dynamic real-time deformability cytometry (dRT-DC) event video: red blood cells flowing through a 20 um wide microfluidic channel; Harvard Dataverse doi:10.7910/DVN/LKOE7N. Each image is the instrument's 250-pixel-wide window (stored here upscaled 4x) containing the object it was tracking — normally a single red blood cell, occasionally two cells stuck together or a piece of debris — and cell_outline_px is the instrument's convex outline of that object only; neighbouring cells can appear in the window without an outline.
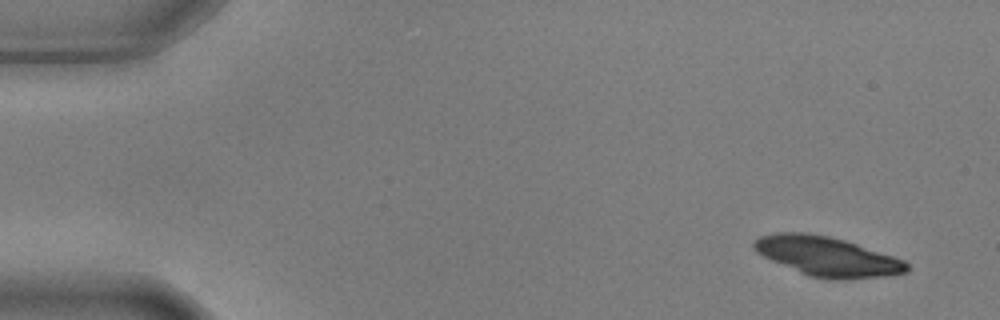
{"species": "common noctule bat (a hibernating species)", "species_latin": "Nyctalus noctula", "temperature_condition": "warm", "stored_images_in_passage": 5, "camera_frame_rate_fps": 3000, "um_per_image_px": 0.085, "animal": {"sex": "male", "body_mass_g": 17.9, "forearm_length_mm": 54.2}, "frame": {"image": 1, "passage_image": 1, "time_ms": 0.0, "image_size_px": [1000, 320], "cell_outline_px": [[908, 272], [888, 276], [844, 280], [836, 280], [808, 276], [772, 260], [756, 252], [752, 248], [752, 244], [760, 236], [776, 232], [804, 232], [828, 236], [844, 240], [904, 260], [908, 264]], "centroid_in_image_um": [70.31, 21.8], "position_along_channel_um": 14.7, "area_um2": 35.03}}